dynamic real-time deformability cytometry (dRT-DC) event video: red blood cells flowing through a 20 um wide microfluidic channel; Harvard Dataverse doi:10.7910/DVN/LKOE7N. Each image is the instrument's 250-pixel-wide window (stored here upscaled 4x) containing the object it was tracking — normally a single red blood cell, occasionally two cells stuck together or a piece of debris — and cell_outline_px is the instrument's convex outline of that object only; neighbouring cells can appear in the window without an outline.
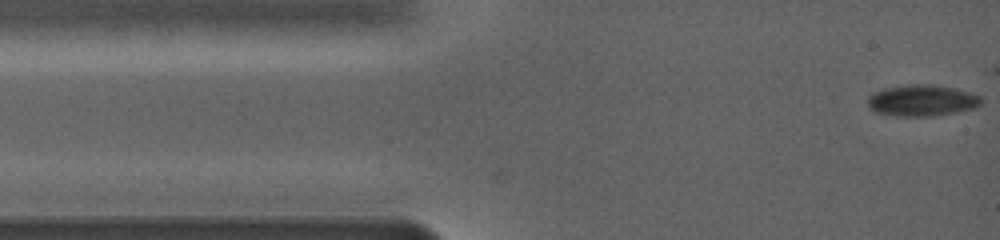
{"species": "common noctule bat (a hibernating species)", "species_latin": "Nyctalus noctula", "temperature_condition": "warm", "stored_images_in_passage": 38, "camera_frame_rate_fps": 5000, "um_per_image_px": 0.085, "animal": {"sex": "female", "body_mass_g": 19.0, "forearm_length_mm": 56.7}, "frame": {"image": 1, "passage_image": 1, "time_ms": 0.0, "image_size_px": [1000, 240], "cell_outline_px": [[980, 104], [976, 108], [956, 112], [932, 116], [896, 116], [876, 112], [868, 108], [868, 96], [872, 92], [884, 88], [904, 84], [932, 84], [952, 88], [968, 92], [980, 96]], "centroid_in_image_um": [78.31, 8.54], "position_along_channel_um": 6.7, "area_um2": 20.81}}
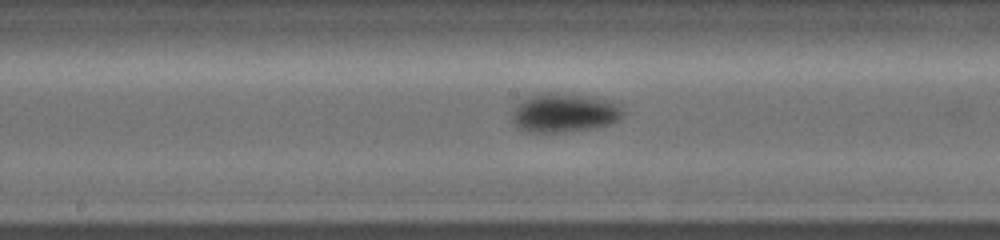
{"frame": {"image": 2, "passage_image": 16, "time_ms": 7.0, "image_size_px": [1000, 240], "cell_outline_px": [[620, 112], [616, 120], [604, 124], [588, 128], [556, 132], [524, 132], [512, 120], [516, 108], [520, 104], [532, 96], [580, 96], [608, 104], [616, 108]], "centroid_in_image_um": [47.8, 9.68], "position_along_channel_um": 200.4, "area_um2": 22.14}}
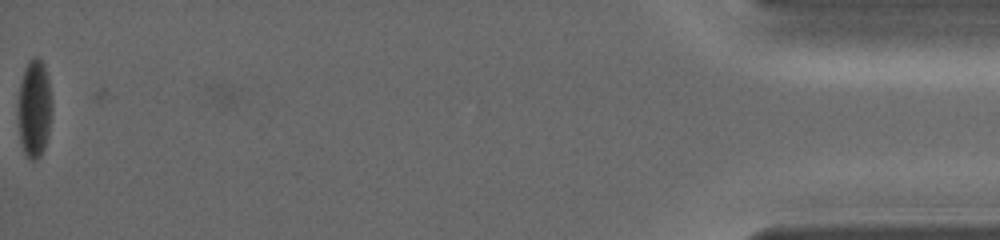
{"frame": {"image": 3, "passage_image": 38, "time_ms": 17.2, "image_size_px": [1000, 240], "cell_outline_px": [[52, 108], [48, 136], [44, 148], [40, 156], [36, 160], [32, 160], [24, 152], [20, 140], [16, 112], [16, 100], [24, 68], [28, 60], [32, 56], [40, 56], [44, 64], [48, 80], [52, 100]], "centroid_in_image_um": [2.89, 9.17], "position_along_channel_um": 432.3, "area_um2": 20.06}, "authors_computed_cell_mechanics": {"area_um2": 19.7965, "velocity_mm_per_s": 3.7748, "shape_relaxation_time_tau1_ms": 1.5463, "shape_relaxation_time_tau2_ms": null, "deformation_change_tau1": 0.0851, "deformation_change_tau2": null}}